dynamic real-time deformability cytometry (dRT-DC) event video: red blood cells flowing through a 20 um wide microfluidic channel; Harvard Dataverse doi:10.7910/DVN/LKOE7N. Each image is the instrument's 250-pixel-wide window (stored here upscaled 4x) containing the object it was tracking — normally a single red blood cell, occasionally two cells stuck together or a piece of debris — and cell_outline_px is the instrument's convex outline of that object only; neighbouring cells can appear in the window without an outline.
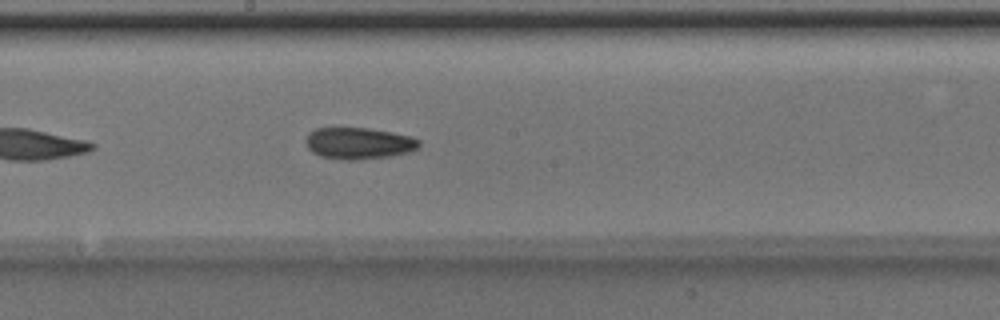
{"species": "Egyptian fruit bat (a non-hibernating species)", "species_latin": "Rousettus aegyptiacus", "temperature_condition": "room temperature", "stored_images_in_passage": 24, "camera_frame_rate_fps": 3000, "um_per_image_px": 0.085, "animal": {"sex": "male"}, "frame": {"image": 1, "passage_image": 14, "time_ms": 4.333, "image_size_px": [1000, 320], "cell_outline_px": [[420, 148], [408, 152], [392, 156], [360, 160], [340, 160], [320, 156], [312, 152], [308, 148], [304, 140], [308, 132], [316, 128], [368, 128], [392, 132], [412, 136], [420, 140]], "centroid_in_image_um": [30.49, 12.19], "position_along_channel_um": 217.7, "area_um2": 21.27}}
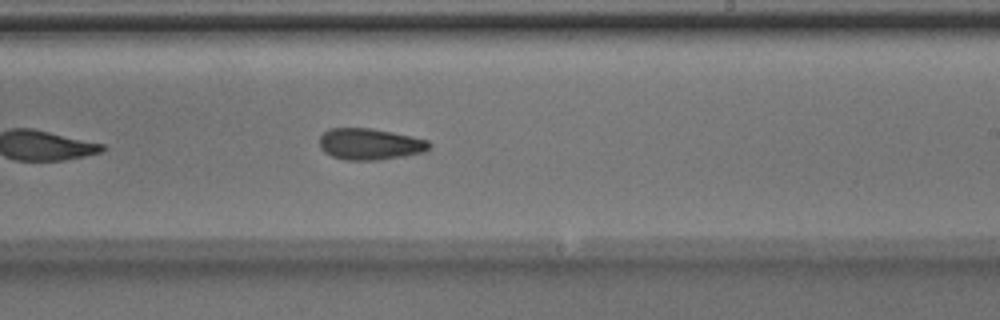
{"frame": {"image": 2, "passage_image": 17, "time_ms": 5.333, "image_size_px": [1000, 320], "cell_outline_px": [[432, 148], [428, 152], [404, 156], [376, 160], [344, 160], [332, 156], [324, 152], [320, 148], [320, 136], [328, 128], [372, 128], [412, 136], [428, 140], [432, 144]], "centroid_in_image_um": [31.48, 12.25], "position_along_channel_um": 257.5, "area_um2": 20.4}}
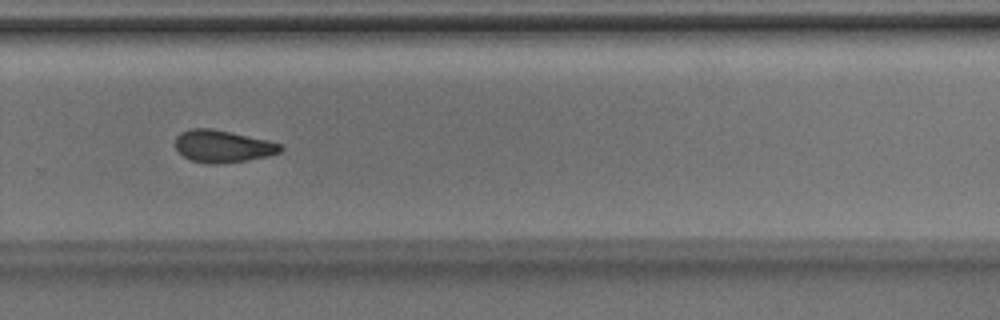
{"frame": {"image": 3, "passage_image": 21, "time_ms": 6.667, "image_size_px": [1000, 320], "cell_outline_px": [[284, 148], [280, 152], [268, 156], [248, 160], [216, 164], [208, 164], [192, 160], [184, 156], [176, 148], [176, 136], [180, 132], [192, 128], [212, 128], [264, 140], [280, 144]], "centroid_in_image_um": [18.91, 12.44], "position_along_channel_um": 310.9, "area_um2": 19.48}}